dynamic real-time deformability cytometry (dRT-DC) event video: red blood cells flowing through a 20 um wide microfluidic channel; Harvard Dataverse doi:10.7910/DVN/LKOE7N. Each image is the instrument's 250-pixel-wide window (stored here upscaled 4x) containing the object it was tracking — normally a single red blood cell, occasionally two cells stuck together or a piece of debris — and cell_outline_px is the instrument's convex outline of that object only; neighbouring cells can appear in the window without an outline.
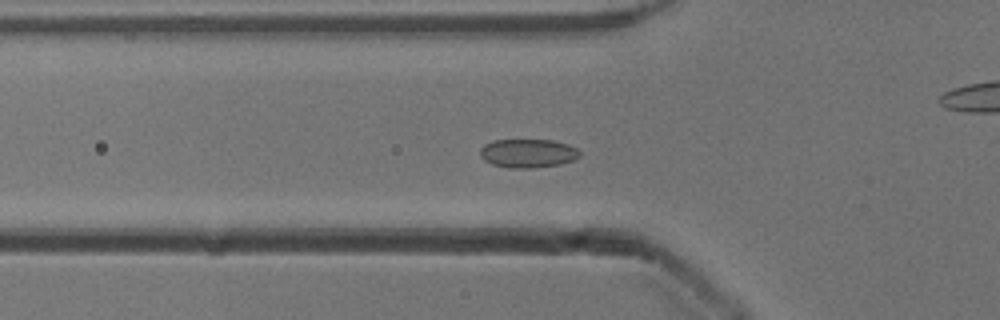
{"species": "common noctule bat (a hibernating species)", "species_latin": "Nyctalus noctula", "temperature_condition": "cold", "stored_images_in_passage": 54, "camera_frame_rate_fps": 3000, "um_per_image_px": 0.085, "animal": {"sex": "male", "body_mass_g": 13.3}, "frame": {"image": 1, "passage_image": 18, "time_ms": 5.667, "image_size_px": [1000, 320], "cell_outline_px": [[580, 156], [572, 160], [560, 164], [532, 168], [508, 168], [492, 164], [484, 160], [480, 156], [480, 148], [484, 144], [492, 140], [552, 140], [568, 144], [576, 148], [580, 152]], "centroid_in_image_um": [44.84, 13.03], "position_along_channel_um": 81.0, "area_um2": 16.7}}
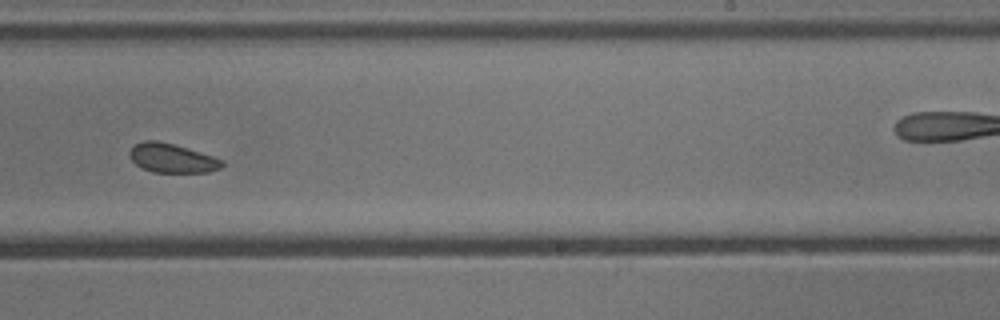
{"frame": {"image": 2, "passage_image": 33, "time_ms": 10.667, "image_size_px": [1000, 320], "cell_outline_px": [[224, 164], [220, 168], [208, 172], [152, 172], [140, 168], [132, 160], [128, 152], [136, 144], [144, 140], [156, 140], [172, 144], [212, 156], [224, 160]], "centroid_in_image_um": [14.6, 13.45], "position_along_channel_um": 274.4, "area_um2": 15.49}}
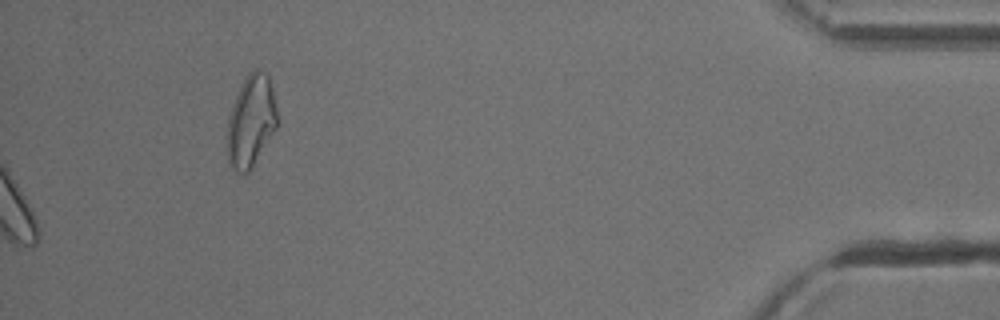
{"frame": {"image": 3, "passage_image": 54, "time_ms": 17.667, "image_size_px": [1000, 320], "cell_outline_px": [[276, 128], [248, 172], [244, 176], [236, 172], [232, 168], [228, 160], [228, 116], [232, 104], [240, 84], [248, 72], [252, 68], [256, 68], [268, 76], [272, 88], [276, 108]], "centroid_in_image_um": [21.31, 10.27], "position_along_channel_um": 413.9, "area_um2": 26.53}, "authors_computed_cell_mechanics": {"area_um2": 17.0799, "velocity_mm_per_s": 3.8539, "shape_relaxation_time_tau1_ms": null, "shape_relaxation_time_tau2_ms": 5.581, "deformation_change_tau1": null, "deformation_change_tau2": 0.0721}}